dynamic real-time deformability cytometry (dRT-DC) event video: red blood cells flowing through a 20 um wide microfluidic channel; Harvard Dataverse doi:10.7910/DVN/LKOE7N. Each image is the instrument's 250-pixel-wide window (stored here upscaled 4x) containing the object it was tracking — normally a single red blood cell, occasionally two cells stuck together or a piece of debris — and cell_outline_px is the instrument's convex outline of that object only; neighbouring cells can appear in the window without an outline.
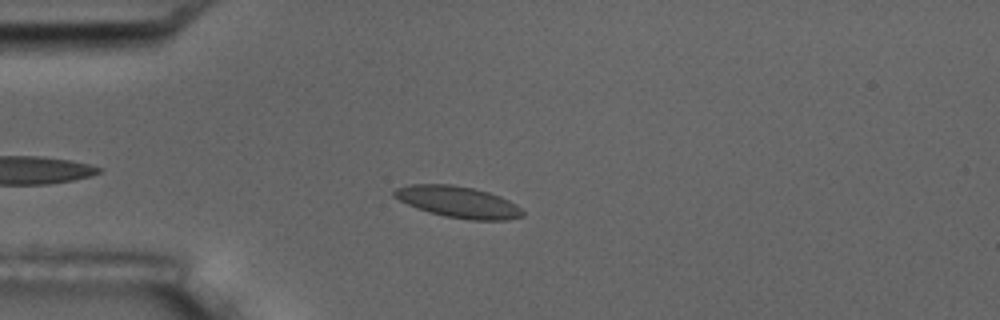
{"species": "common noctule bat (a hibernating species)", "species_latin": "Nyctalus noctula", "temperature_condition": "room temperature", "stored_images_in_passage": 14, "camera_frame_rate_fps": 3000, "um_per_image_px": 0.085, "animal": {"sex": "male", "body_mass_g": 17.5, "forearm_length_mm": 52.3}, "frame": {"image": 1, "passage_image": 3, "time_ms": 3.333, "image_size_px": [1000, 320], "cell_outline_px": [[524, 216], [508, 220], [468, 220], [444, 216], [428, 212], [408, 204], [392, 196], [392, 192], [396, 188], [408, 184], [452, 184], [472, 188], [488, 192], [500, 196], [516, 204], [524, 212]], "centroid_in_image_um": [38.94, 17.17], "position_along_channel_um": 46.1, "area_um2": 23.58}}
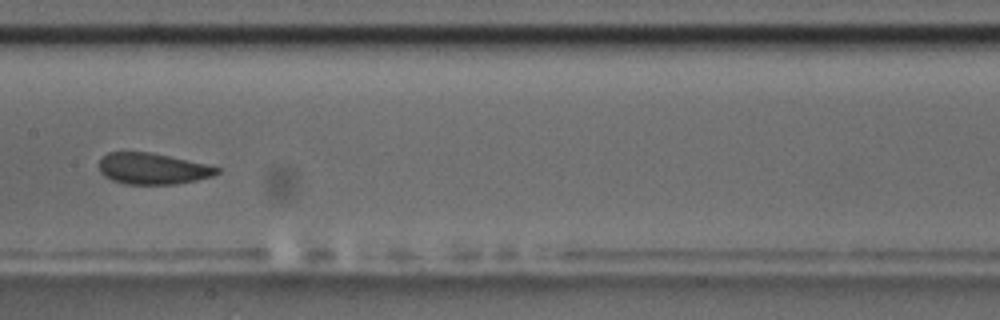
{"frame": {"image": 2, "passage_image": 7, "time_ms": 8.0, "image_size_px": [1000, 320], "cell_outline_px": [[220, 172], [212, 176], [196, 180], [176, 184], [124, 184], [112, 180], [104, 176], [100, 172], [100, 160], [108, 152], [152, 152], [204, 164], [220, 168]], "centroid_in_image_um": [12.96, 14.34], "position_along_channel_um": 194.4, "area_um2": 21.27}, "authors_computed_cell_mechanics": {"area_um2": 22.253, "velocity_mm_per_s": 3.5716, "shape_relaxation_time_tau1_ms": 6.061, "shape_relaxation_time_tau2_ms": 1.7454, "deformation_change_tau1": 0.1053, "deformation_change_tau2": 0.09}}